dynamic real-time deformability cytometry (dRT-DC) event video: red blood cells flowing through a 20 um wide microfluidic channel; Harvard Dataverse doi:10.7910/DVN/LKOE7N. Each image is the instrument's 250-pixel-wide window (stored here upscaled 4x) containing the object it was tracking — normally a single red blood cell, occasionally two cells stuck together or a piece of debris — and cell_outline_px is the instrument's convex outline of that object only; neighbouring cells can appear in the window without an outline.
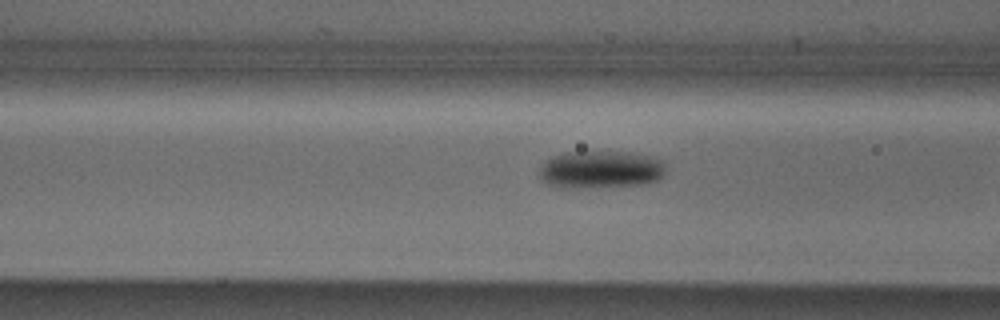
{"species": "Egyptian fruit bat (a non-hibernating species)", "species_latin": "Rousettus aegyptiacus", "temperature_condition": "cold", "stored_images_in_passage": 17, "camera_frame_rate_fps": 3000, "um_per_image_px": 0.085, "animal": {"sex": "male"}, "frame": {"image": 1, "passage_image": 15, "time_ms": 4.667, "image_size_px": [1000, 320], "cell_outline_px": [[664, 176], [648, 184], [568, 188], [560, 188], [548, 184], [540, 180], [540, 168], [544, 160], [552, 156], [564, 152], [632, 152], [648, 156], [660, 160], [664, 164]], "centroid_in_image_um": [51.01, 14.41], "position_along_channel_um": 115.6, "area_um2": 27.74}}